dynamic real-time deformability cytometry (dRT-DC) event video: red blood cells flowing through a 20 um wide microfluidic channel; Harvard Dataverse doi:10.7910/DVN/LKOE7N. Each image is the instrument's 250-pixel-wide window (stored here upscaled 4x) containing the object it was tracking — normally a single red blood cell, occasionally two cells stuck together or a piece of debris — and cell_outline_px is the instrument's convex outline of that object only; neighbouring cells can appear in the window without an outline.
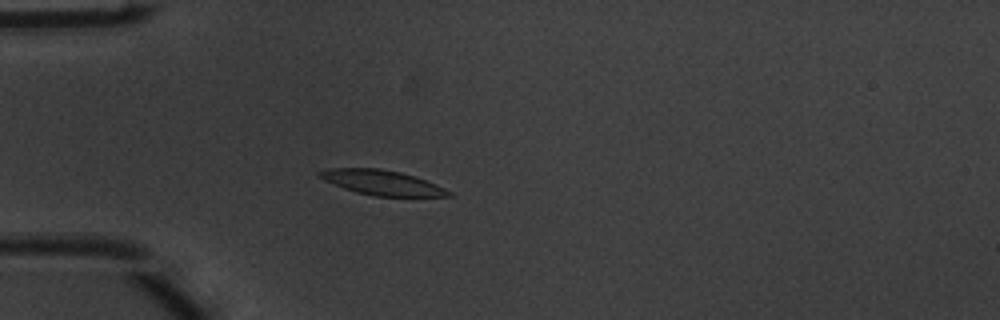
{"species": "common noctule bat (a hibernating species)", "species_latin": "Nyctalus noctula", "temperature_condition": "warm", "stored_images_in_passage": 37, "camera_frame_rate_fps": 3000, "um_per_image_px": 0.085, "animal": {"sex": "male", "body_mass_g": 20.1, "forearm_length_mm": 53.5}, "frame": {"image": 1, "passage_image": 4, "time_ms": 1.0, "image_size_px": [1000, 320], "cell_outline_px": [[452, 196], [376, 196], [356, 192], [344, 188], [324, 180], [316, 176], [316, 172], [332, 168], [380, 168], [400, 172], [416, 176], [444, 188], [452, 192]], "centroid_in_image_um": [32.44, 15.51], "position_along_channel_um": 52.6, "area_um2": 18.61}}
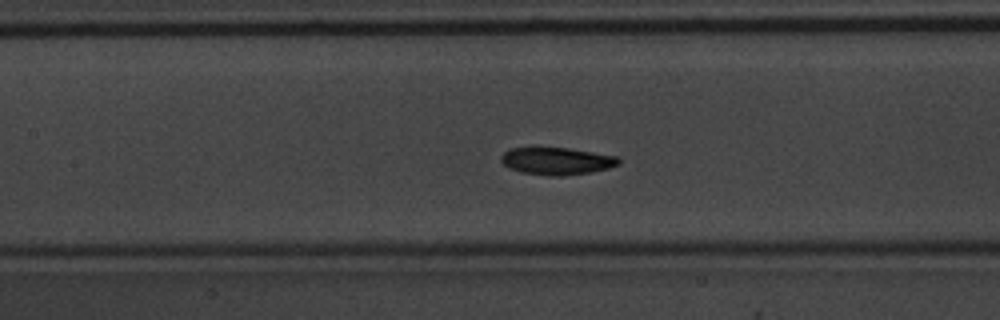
{"frame": {"image": 2, "passage_image": 13, "time_ms": 4.0, "image_size_px": [1000, 320], "cell_outline_px": [[620, 164], [608, 168], [588, 172], [560, 176], [548, 176], [520, 172], [508, 168], [500, 160], [500, 156], [504, 152], [512, 148], [568, 148], [616, 156], [620, 160]], "centroid_in_image_um": [47.28, 13.69], "position_along_channel_um": 160.1, "area_um2": 18.55}}
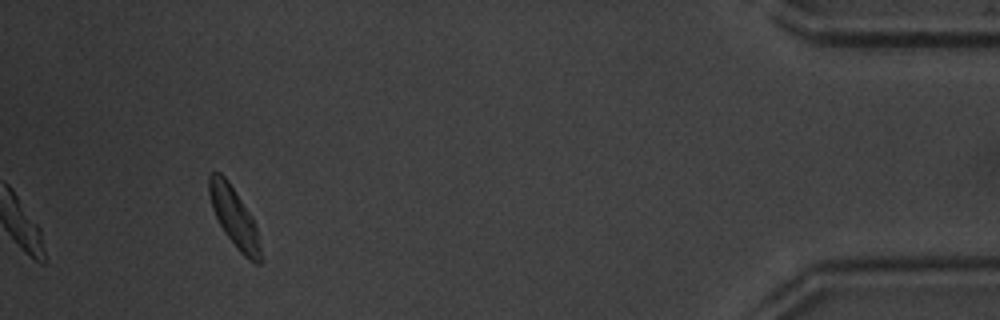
{"frame": {"image": 3, "passage_image": 37, "time_ms": 12.0, "image_size_px": [1000, 320], "cell_outline_px": [[264, 260], [260, 264], [256, 264], [248, 260], [236, 248], [224, 232], [212, 208], [208, 192], [208, 176], [212, 172], [220, 172], [228, 180], [252, 216], [256, 228]], "centroid_in_image_um": [19.93, 18.5], "position_along_channel_um": 415.3, "area_um2": 18.03}, "authors_computed_cell_mechanics": {"area_um2": 18.6116, "velocity_mm_per_s": 3.9655, "shape_relaxation_time_tau1_ms": 4.4824, "shape_relaxation_time_tau2_ms": 4.0369, "deformation_change_tau1": 0.1845, "deformation_change_tau2": 0.0922}}